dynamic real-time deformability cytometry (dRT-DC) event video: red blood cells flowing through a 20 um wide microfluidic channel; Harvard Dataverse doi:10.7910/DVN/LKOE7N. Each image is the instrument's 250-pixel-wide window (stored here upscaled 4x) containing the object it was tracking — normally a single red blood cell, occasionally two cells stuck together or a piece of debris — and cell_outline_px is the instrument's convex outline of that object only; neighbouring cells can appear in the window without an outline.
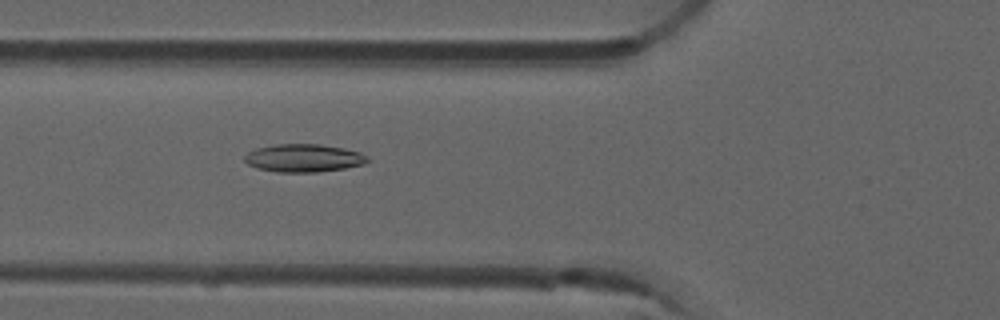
{"species": "common noctule bat (a hibernating species)", "species_latin": "Nyctalus noctula", "temperature_condition": "room temperature", "stored_images_in_passage": 32, "camera_frame_rate_fps": 3000, "um_per_image_px": 0.085, "animal": {"sex": "male", "forearm_length_mm": 52.5}, "frame": {"image": 1, "passage_image": 3, "time_ms": 0.667, "image_size_px": [1000, 320], "cell_outline_px": [[372, 160], [364, 164], [344, 168], [320, 172], [276, 172], [256, 168], [248, 164], [244, 160], [244, 156], [248, 152], [256, 148], [276, 144], [320, 144], [344, 148], [360, 152], [368, 156]], "centroid_in_image_um": [25.83, 13.43], "position_along_channel_um": 100.0, "area_um2": 20.23}}
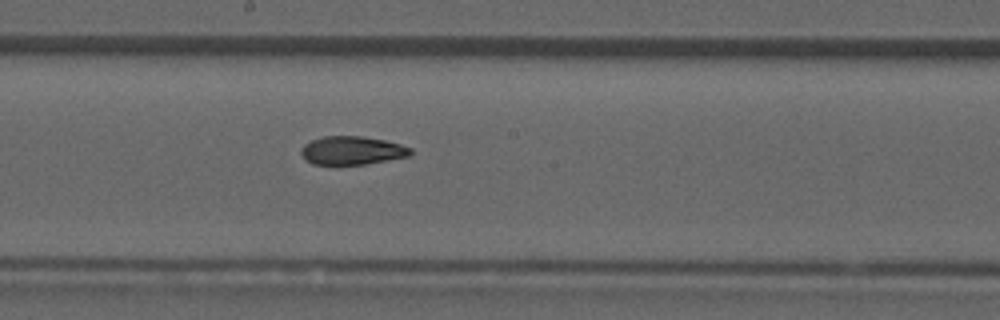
{"frame": {"image": 2, "passage_image": 12, "time_ms": 3.667, "image_size_px": [1000, 320], "cell_outline_px": [[412, 156], [364, 164], [336, 168], [332, 168], [312, 164], [304, 160], [300, 152], [300, 148], [304, 144], [312, 140], [324, 136], [360, 136], [384, 140], [400, 144], [412, 148]], "centroid_in_image_um": [29.86, 12.85], "position_along_channel_um": 218.3, "area_um2": 19.02}}
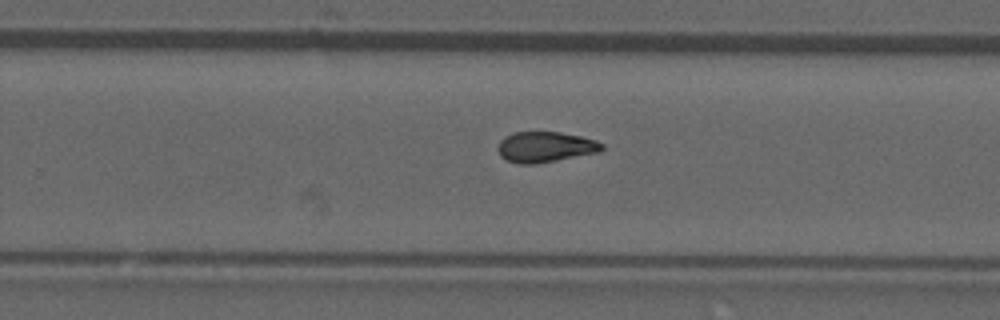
{"frame": {"image": 3, "passage_image": 17, "time_ms": 5.333, "image_size_px": [1000, 320], "cell_outline_px": [[604, 148], [600, 152], [536, 164], [520, 164], [508, 160], [500, 156], [496, 148], [500, 140], [504, 136], [512, 132], [560, 132], [580, 136], [596, 140], [604, 144]], "centroid_in_image_um": [46.34, 12.49], "position_along_channel_um": 283.5, "area_um2": 18.73}}